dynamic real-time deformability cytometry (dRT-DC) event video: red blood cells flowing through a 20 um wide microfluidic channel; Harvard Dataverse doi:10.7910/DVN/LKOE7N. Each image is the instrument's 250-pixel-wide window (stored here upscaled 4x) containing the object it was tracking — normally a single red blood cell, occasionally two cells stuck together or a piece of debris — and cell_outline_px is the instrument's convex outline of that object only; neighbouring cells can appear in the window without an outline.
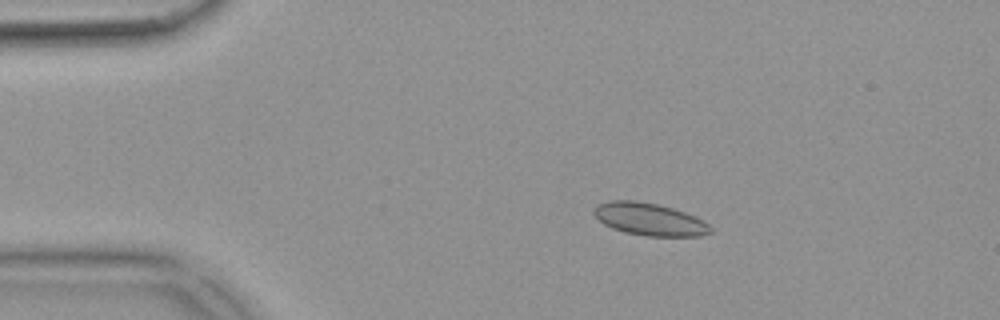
{"species": "common noctule bat (a hibernating species)", "species_latin": "Nyctalus noctula", "temperature_condition": "warm", "stored_images_in_passage": 53, "camera_frame_rate_fps": 3000, "um_per_image_px": 0.085, "animal": {"sex": "female", "body_mass_g": 18.4}, "frame": {"image": 1, "passage_image": 10, "time_ms": 3.0, "image_size_px": [1000, 320], "cell_outline_px": [[712, 232], [700, 236], [648, 236], [624, 232], [612, 228], [604, 224], [592, 212], [592, 208], [596, 204], [608, 200], [636, 200], [656, 204], [672, 208], [684, 212], [704, 220], [712, 228]], "centroid_in_image_um": [55.18, 18.63], "position_along_channel_um": 29.8, "area_um2": 22.14}}
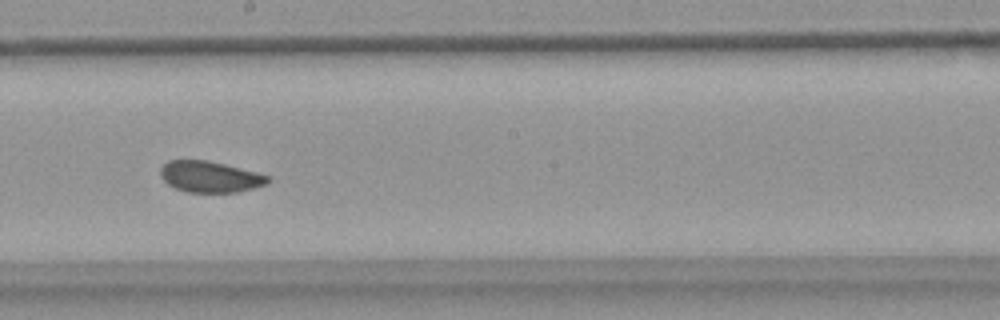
{"frame": {"image": 2, "passage_image": 30, "time_ms": 9.667, "image_size_px": [1000, 320], "cell_outline_px": [[272, 180], [264, 184], [252, 188], [236, 192], [188, 192], [176, 188], [168, 184], [160, 176], [160, 168], [168, 160], [208, 160], [272, 176]], "centroid_in_image_um": [17.85, 15.01], "position_along_channel_um": 230.4, "area_um2": 19.42}}
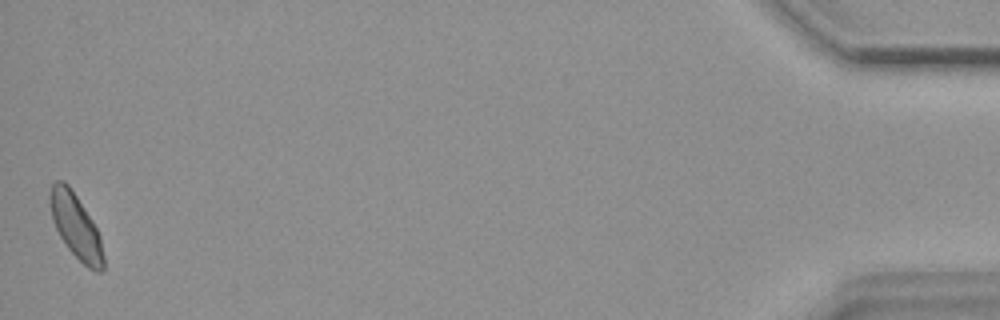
{"frame": {"image": 3, "passage_image": 53, "time_ms": 17.333, "image_size_px": [1000, 320], "cell_outline_px": [[104, 268], [100, 272], [96, 272], [88, 268], [68, 248], [60, 236], [52, 220], [48, 200], [48, 196], [52, 184], [56, 180], [64, 180], [68, 184], [92, 220], [100, 236], [104, 256]], "centroid_in_image_um": [6.43, 19.22], "position_along_channel_um": 428.8, "area_um2": 20.06}, "authors_computed_cell_mechanics": {"area_um2": 20.4034, "velocity_mm_per_s": 3.8077, "shape_relaxation_time_tau1_ms": 3.7443, "shape_relaxation_time_tau2_ms": 0.8323, "deformation_change_tau1": 0.0843, "deformation_change_tau2": 0.0447}}